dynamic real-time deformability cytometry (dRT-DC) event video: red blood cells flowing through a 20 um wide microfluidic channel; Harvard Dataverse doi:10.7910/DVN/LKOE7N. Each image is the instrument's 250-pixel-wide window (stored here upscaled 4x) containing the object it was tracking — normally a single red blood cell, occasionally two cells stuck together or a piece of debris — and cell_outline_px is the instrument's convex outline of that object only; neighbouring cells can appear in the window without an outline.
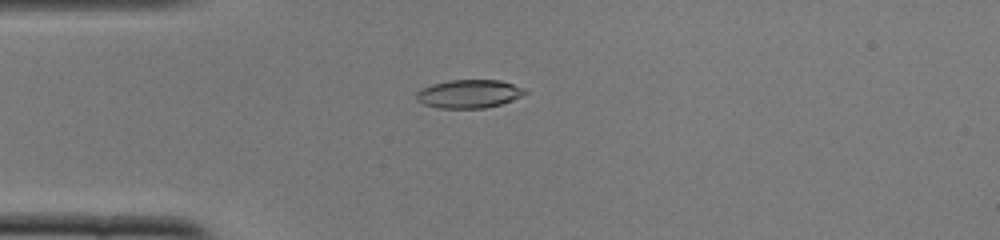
{"species": "common noctule bat (a hibernating species)", "species_latin": "Nyctalus noctula", "temperature_condition": "cold", "stored_images_in_passage": 51, "camera_frame_rate_fps": 3000, "um_per_image_px": 0.085, "animal": {"sex": "female", "body_mass_g": 22.0, "forearm_length_mm": 56.7}, "frame": {"image": 1, "passage_image": 13, "time_ms": 4.0, "image_size_px": [1000, 240], "cell_outline_px": [[528, 92], [512, 100], [500, 104], [484, 108], [440, 108], [424, 104], [416, 100], [416, 92], [420, 88], [432, 84], [452, 80], [500, 80], [524, 88]], "centroid_in_image_um": [39.84, 7.97], "position_along_channel_um": 45.2, "area_um2": 17.86}}
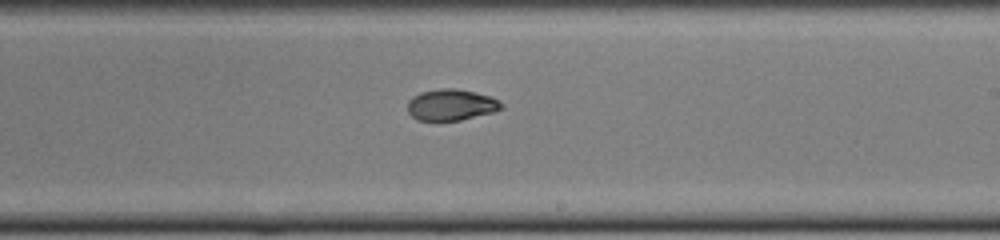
{"frame": {"image": 2, "passage_image": 30, "time_ms": 9.667, "image_size_px": [1000, 240], "cell_outline_px": [[504, 108], [492, 112], [460, 120], [416, 120], [408, 112], [408, 100], [412, 96], [420, 92], [440, 88], [456, 88], [476, 92], [488, 96], [504, 104]], "centroid_in_image_um": [38.32, 8.9], "position_along_channel_um": 250.7, "area_um2": 17.05}}
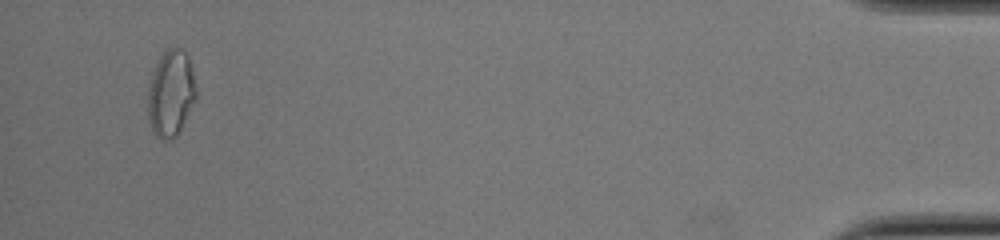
{"frame": {"image": 3, "passage_image": 49, "time_ms": 16.0, "image_size_px": [1000, 240], "cell_outline_px": [[196, 100], [176, 136], [172, 140], [160, 140], [156, 136], [148, 120], [148, 88], [152, 72], [160, 56], [172, 44], [180, 48], [188, 56], [196, 88]], "centroid_in_image_um": [14.51, 7.93], "position_along_channel_um": 420.7, "area_um2": 24.39}, "authors_computed_cell_mechanics": {"area_um2": 17.8602, "velocity_mm_per_s": 3.902, "shape_relaxation_time_tau1_ms": 7.2333, "shape_relaxation_time_tau2_ms": 2.3506, "deformation_change_tau1": 0.2003, "deformation_change_tau2": 0.0554}}